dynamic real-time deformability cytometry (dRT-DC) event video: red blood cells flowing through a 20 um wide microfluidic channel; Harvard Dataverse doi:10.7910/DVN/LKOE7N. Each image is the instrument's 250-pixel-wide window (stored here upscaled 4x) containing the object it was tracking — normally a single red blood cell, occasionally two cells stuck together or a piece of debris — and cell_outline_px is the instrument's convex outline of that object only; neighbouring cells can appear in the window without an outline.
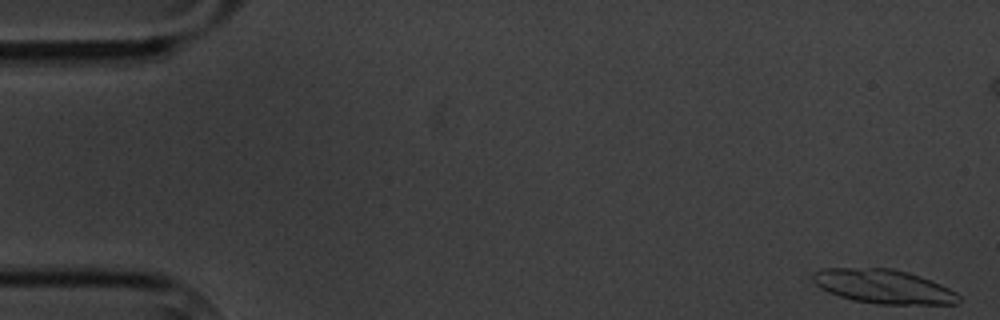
{"species": "common noctule bat (a hibernating species)", "species_latin": "Nyctalus noctula", "temperature_condition": "cold", "stored_images_in_passage": 9, "camera_frame_rate_fps": 3000, "um_per_image_px": 0.085, "animal": {"sex": "male", "body_mass_g": 20.1, "forearm_length_mm": 53.5}, "frame": {"image": 1, "passage_image": 1, "time_ms": 0.0, "image_size_px": [1000, 320], "cell_outline_px": [[960, 300], [956, 304], [880, 304], [856, 300], [840, 296], [828, 292], [820, 288], [812, 280], [812, 272], [824, 268], [892, 268], [908, 272], [932, 280], [956, 292], [960, 296]], "centroid_in_image_um": [75.09, 24.34], "position_along_channel_um": 9.9, "area_um2": 28.9}}
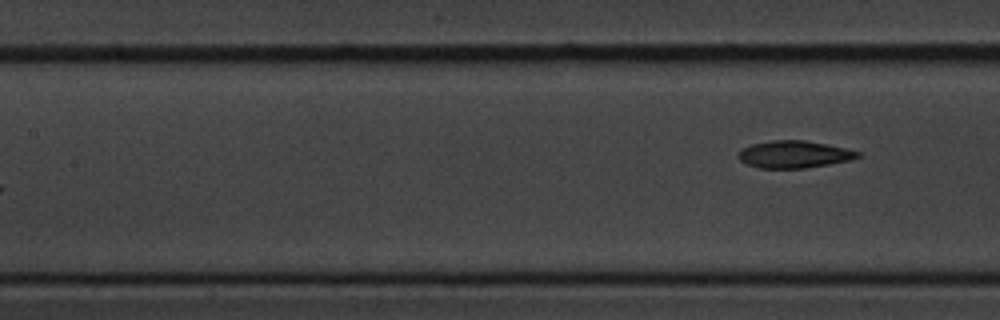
{"frame": {"image": 2, "passage_image": 9, "time_ms": 10.0, "image_size_px": [1000, 320], "cell_outline_px": [[860, 156], [848, 160], [828, 164], [804, 168], [760, 168], [748, 164], [740, 160], [736, 156], [744, 148], [752, 144], [772, 140], [804, 140], [828, 144], [860, 152]], "centroid_in_image_um": [67.48, 13.11], "position_along_channel_um": 139.9, "area_um2": 18.67}}